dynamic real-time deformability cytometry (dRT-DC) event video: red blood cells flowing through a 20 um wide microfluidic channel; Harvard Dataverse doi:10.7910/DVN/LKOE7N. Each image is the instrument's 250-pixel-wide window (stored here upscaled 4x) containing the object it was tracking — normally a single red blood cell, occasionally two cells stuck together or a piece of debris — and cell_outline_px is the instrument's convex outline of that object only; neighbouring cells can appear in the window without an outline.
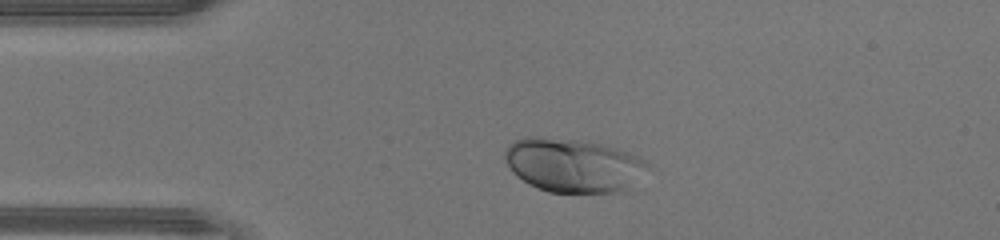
{"species": "human", "species_latin": "Homo sapiens", "temperature_condition": "warm", "stored_images_in_passage": 28, "camera_frame_rate_fps": 3000, "um_per_image_px": 0.085, "donor": {"sex": "male"}, "frame": {"image": 1, "passage_image": 1, "time_ms": 0.0, "image_size_px": [1000, 240], "cell_outline_px": [[648, 164], [628, 192], [548, 192], [536, 188], [528, 184], [516, 176], [512, 172], [504, 160], [504, 152], [508, 144], [512, 140], [524, 136], [536, 136], [576, 140], [600, 144], [616, 148], [640, 156]], "centroid_in_image_um": [48.66, 14.05], "position_along_channel_um": 36.3, "area_um2": 45.03}}
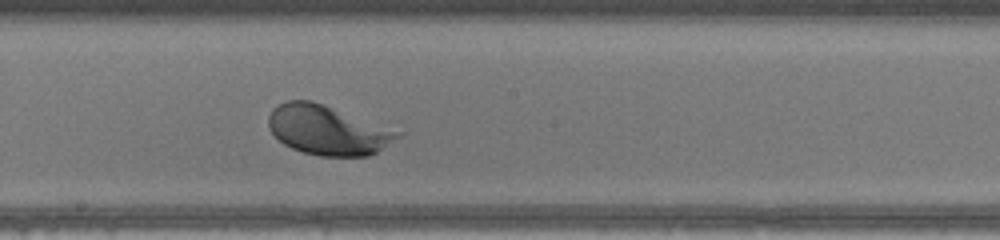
{"frame": {"image": 2, "passage_image": 15, "time_ms": 4.667, "image_size_px": [1000, 240], "cell_outline_px": [[400, 136], [376, 152], [368, 156], [320, 156], [304, 152], [292, 148], [284, 144], [272, 132], [268, 124], [268, 116], [272, 108], [288, 100], [308, 100], [320, 104], [400, 132]], "centroid_in_image_um": [27.78, 11.08], "position_along_channel_um": 220.4, "area_um2": 36.13}}
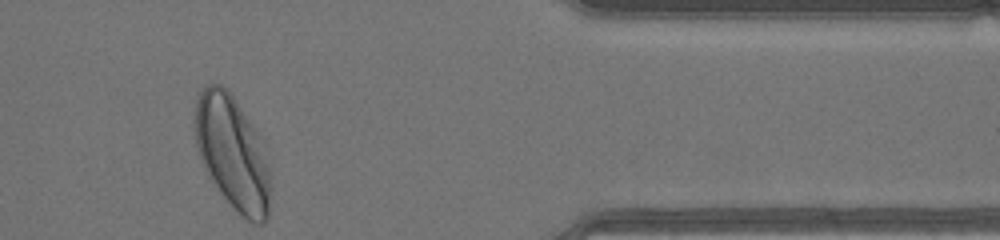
{"frame": {"image": 3, "passage_image": 28, "time_ms": 9.0, "image_size_px": [1000, 240], "cell_outline_px": [[268, 220], [264, 224], [256, 224], [248, 220], [216, 188], [208, 176], [204, 168], [196, 144], [192, 128], [192, 120], [196, 100], [204, 84], [220, 84], [232, 96], [256, 132], [268, 168]], "centroid_in_image_um": [19.67, 12.95], "position_along_channel_um": 391.7, "area_um2": 49.01}}